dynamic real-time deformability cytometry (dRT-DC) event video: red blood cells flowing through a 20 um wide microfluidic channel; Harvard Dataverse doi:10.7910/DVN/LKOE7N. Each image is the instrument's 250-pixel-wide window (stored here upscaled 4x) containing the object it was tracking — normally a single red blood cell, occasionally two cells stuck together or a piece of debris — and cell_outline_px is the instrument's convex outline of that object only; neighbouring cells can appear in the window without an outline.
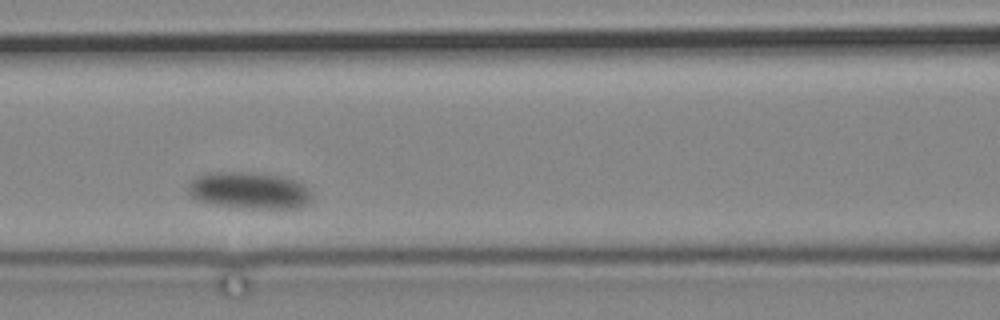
{"species": "common noctule bat (a hibernating species)", "species_latin": "Nyctalus noctula", "temperature_condition": "cold", "stored_images_in_passage": 8, "camera_frame_rate_fps": 3000, "um_per_image_px": 0.085, "animal": {"sex": "male", "body_mass_g": 19.2, "forearm_length_mm": 51.8}, "frame": {"image": 1, "passage_image": 4, "time_ms": 3.667, "image_size_px": [1000, 320], "cell_outline_px": [[312, 200], [308, 204], [300, 208], [240, 208], [212, 204], [196, 200], [188, 192], [188, 184], [196, 176], [208, 172], [256, 172], [280, 176], [300, 180], [308, 188], [312, 196]], "centroid_in_image_um": [21.21, 16.18], "position_along_channel_um": 145.4, "area_um2": 27.05}}
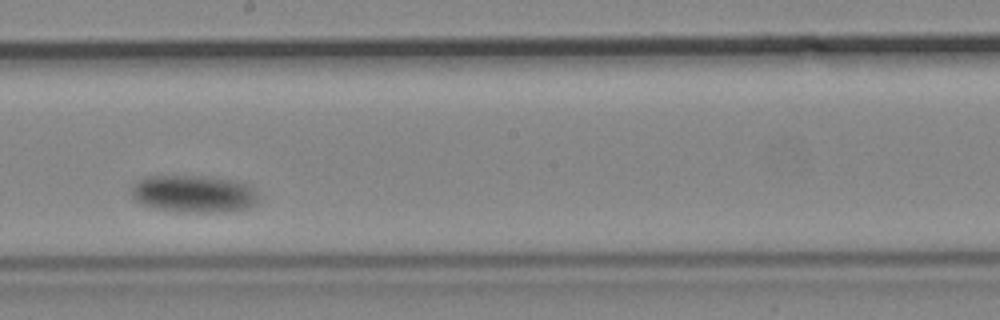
{"frame": {"image": 2, "passage_image": 6, "time_ms": 7.0, "image_size_px": [1000, 320], "cell_outline_px": [[256, 204], [248, 208], [228, 212], [180, 212], [156, 208], [144, 204], [136, 200], [128, 192], [132, 184], [144, 176], [204, 176], [228, 180], [244, 184], [252, 188], [256, 192]], "centroid_in_image_um": [16.4, 16.48], "position_along_channel_um": 231.8, "area_um2": 27.57}}
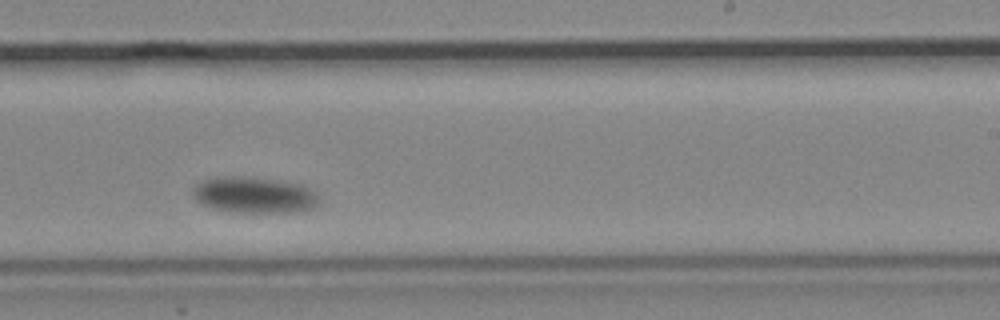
{"frame": {"image": 3, "passage_image": 7, "time_ms": 8.333, "image_size_px": [1000, 320], "cell_outline_px": [[320, 204], [312, 208], [296, 212], [236, 212], [212, 208], [200, 204], [196, 200], [192, 192], [192, 188], [196, 184], [204, 180], [224, 176], [236, 176], [276, 180], [304, 184], [320, 200]], "centroid_in_image_um": [21.6, 16.58], "position_along_channel_um": 267.4, "area_um2": 26.53}}